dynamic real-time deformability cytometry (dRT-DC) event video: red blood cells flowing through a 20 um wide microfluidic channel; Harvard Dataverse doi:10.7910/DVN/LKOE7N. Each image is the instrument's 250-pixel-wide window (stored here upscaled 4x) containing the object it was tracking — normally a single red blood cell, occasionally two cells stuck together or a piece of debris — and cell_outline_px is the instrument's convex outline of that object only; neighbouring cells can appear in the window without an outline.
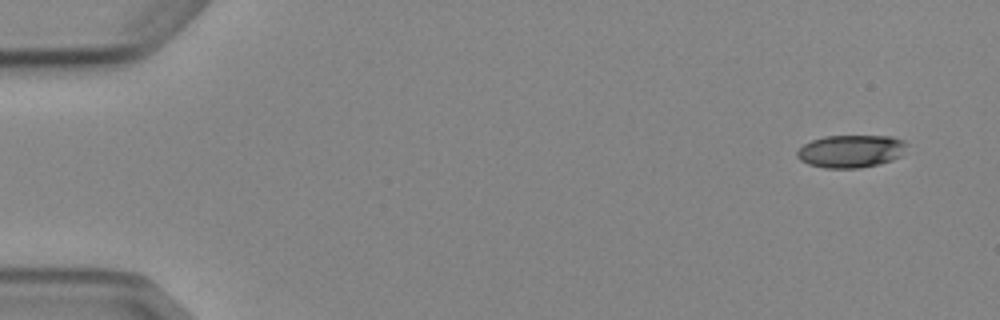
{"species": "Egyptian fruit bat (a non-hibernating species)", "species_latin": "Rousettus aegyptiacus", "temperature_condition": "cold", "stored_images_in_passage": 6, "camera_frame_rate_fps": 3000, "um_per_image_px": 0.085, "animal": {"sex": "female"}, "frame": {"image": 1, "passage_image": 1, "time_ms": 0.0, "image_size_px": [1000, 320], "cell_outline_px": [[908, 144], [900, 156], [892, 160], [880, 164], [856, 168], [824, 168], [808, 164], [800, 160], [796, 156], [796, 152], [804, 144], [812, 140], [824, 136], [892, 136], [904, 140]], "centroid_in_image_um": [72.33, 12.85], "position_along_channel_um": 12.7, "area_um2": 20.98}}
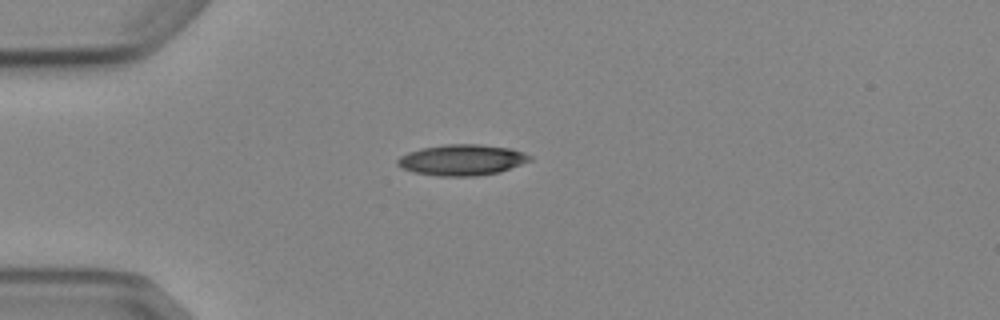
{"frame": {"image": 2, "passage_image": 4, "time_ms": 3.667, "image_size_px": [1000, 320], "cell_outline_px": [[532, 160], [500, 172], [476, 176], [440, 176], [416, 172], [404, 168], [396, 164], [396, 160], [400, 156], [408, 152], [420, 148], [444, 144], [480, 144], [512, 148], [524, 152], [532, 156]], "centroid_in_image_um": [39.3, 13.58], "position_along_channel_um": 45.7, "area_um2": 23.93}}
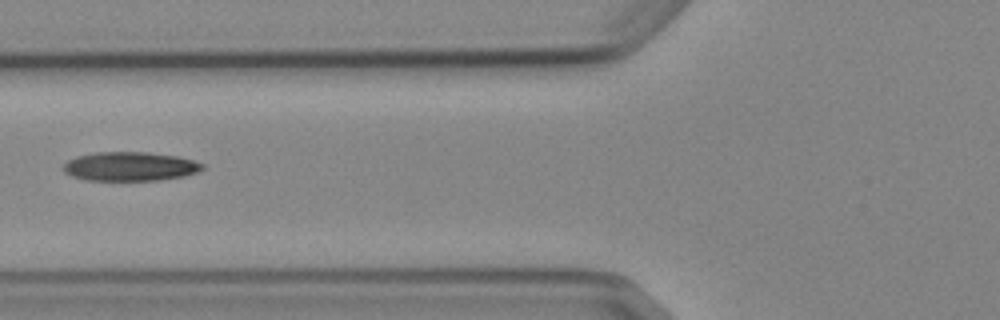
{"frame": {"image": 3, "passage_image": 6, "time_ms": 6.0, "image_size_px": [1000, 320], "cell_outline_px": [[204, 168], [200, 172], [184, 176], [160, 180], [84, 180], [72, 176], [64, 172], [60, 168], [68, 160], [76, 156], [96, 152], [148, 152], [176, 156], [192, 160], [204, 164]], "centroid_in_image_um": [11.04, 14.15], "position_along_channel_um": 114.8, "area_um2": 23.7}}